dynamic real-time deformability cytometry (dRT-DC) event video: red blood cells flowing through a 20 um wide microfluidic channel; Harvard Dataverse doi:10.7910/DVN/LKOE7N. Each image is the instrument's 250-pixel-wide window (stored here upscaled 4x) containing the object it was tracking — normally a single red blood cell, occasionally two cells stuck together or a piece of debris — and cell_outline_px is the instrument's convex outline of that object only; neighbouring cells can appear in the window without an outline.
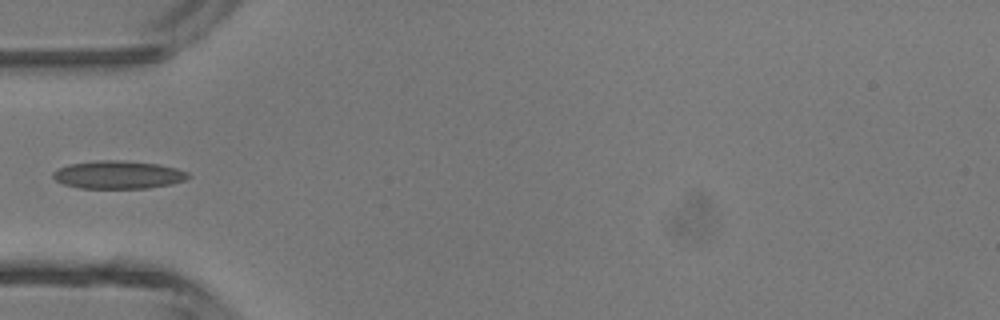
{"species": "common noctule bat (a hibernating species)", "species_latin": "Nyctalus noctula", "temperature_condition": "room temperature", "stored_images_in_passage": 32, "camera_frame_rate_fps": 3000, "um_per_image_px": 0.085, "animal": {"sex": "male", "body_mass_g": 13.3}, "frame": {"image": 1, "passage_image": 1, "time_ms": 0.0, "image_size_px": [1000, 320], "cell_outline_px": [[192, 176], [184, 180], [172, 184], [148, 188], [80, 188], [64, 184], [56, 180], [52, 176], [52, 172], [68, 164], [96, 160], [124, 160], [160, 164], [176, 168], [188, 172]], "centroid_in_image_um": [10.07, 14.84], "position_along_channel_um": 74.9, "area_um2": 22.2}}
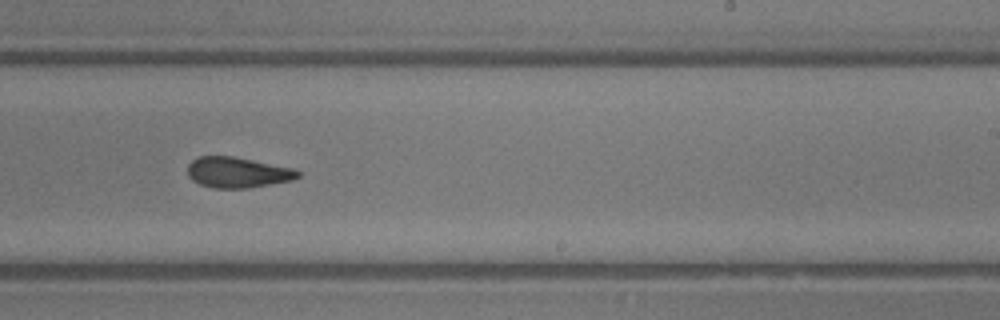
{"frame": {"image": 2, "passage_image": 14, "time_ms": 4.333, "image_size_px": [1000, 320], "cell_outline_px": [[300, 176], [292, 180], [244, 188], [212, 188], [200, 184], [192, 180], [188, 176], [188, 164], [192, 160], [200, 156], [232, 156], [292, 168], [300, 172]], "centroid_in_image_um": [20.15, 14.65], "position_along_channel_um": 268.9, "area_um2": 19.42}}
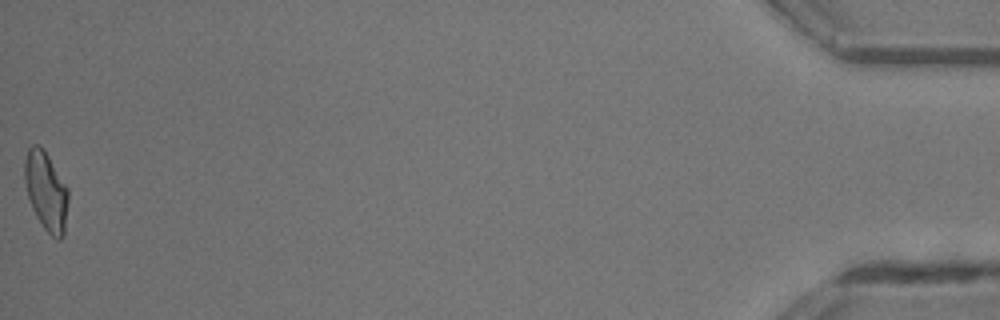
{"frame": {"image": 3, "passage_image": 32, "time_ms": 10.333, "image_size_px": [1000, 320], "cell_outline_px": [[68, 200], [64, 236], [60, 240], [56, 240], [44, 228], [36, 216], [32, 208], [28, 196], [24, 180], [24, 160], [28, 148], [32, 144], [36, 144], [44, 148], [68, 188]], "centroid_in_image_um": [3.92, 16.23], "position_along_channel_um": 431.3, "area_um2": 20.23}}